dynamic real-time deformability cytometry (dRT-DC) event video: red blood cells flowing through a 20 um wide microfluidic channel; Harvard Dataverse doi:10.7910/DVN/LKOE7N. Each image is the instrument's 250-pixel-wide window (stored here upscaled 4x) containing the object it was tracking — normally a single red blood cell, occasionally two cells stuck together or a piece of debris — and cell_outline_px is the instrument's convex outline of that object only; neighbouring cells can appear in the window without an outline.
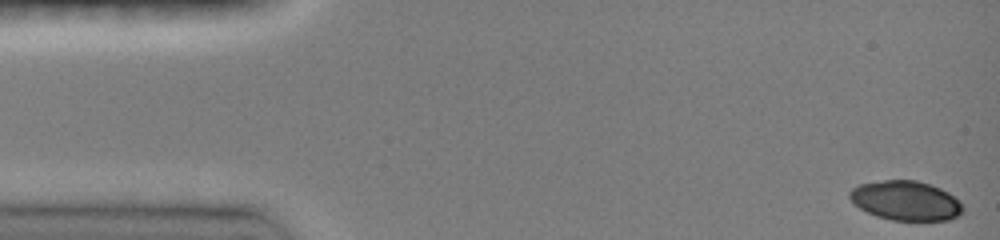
{"species": "common noctule bat (a hibernating species)", "species_latin": "Nyctalus noctula", "temperature_condition": "room temperature", "stored_images_in_passage": 11, "camera_frame_rate_fps": 3000, "um_per_image_px": 0.085, "animal": {"sex": "female", "body_mass_g": 19.0, "forearm_length_mm": 51.5}, "frame": {"image": 1, "passage_image": 1, "time_ms": 0.0, "image_size_px": [1000, 240], "cell_outline_px": [[964, 208], [960, 216], [948, 220], [892, 220], [876, 216], [860, 208], [848, 196], [848, 192], [852, 188], [860, 184], [884, 180], [916, 180], [940, 188], [948, 192], [960, 200]], "centroid_in_image_um": [77.02, 17.06], "position_along_channel_um": 8.0, "area_um2": 26.07}}